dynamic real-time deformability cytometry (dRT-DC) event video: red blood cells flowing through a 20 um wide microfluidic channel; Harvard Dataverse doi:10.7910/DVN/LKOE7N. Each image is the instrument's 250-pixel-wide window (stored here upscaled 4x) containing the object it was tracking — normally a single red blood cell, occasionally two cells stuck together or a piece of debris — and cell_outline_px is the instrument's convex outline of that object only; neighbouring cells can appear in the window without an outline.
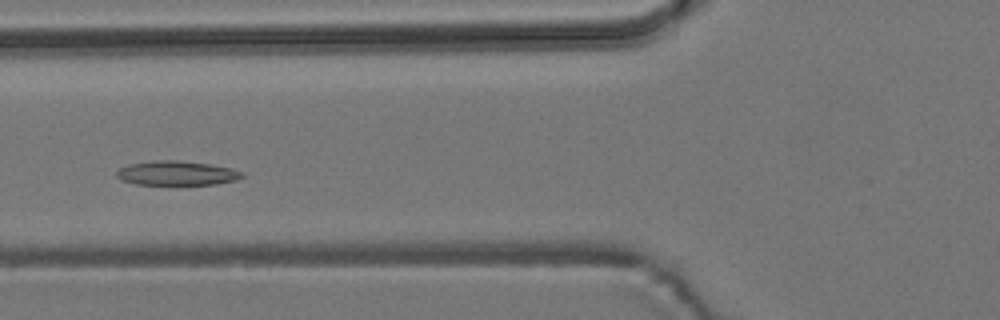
{"species": "common noctule bat (a hibernating species)", "species_latin": "Nyctalus noctula", "temperature_condition": "room temperature", "stored_images_in_passage": 13, "camera_frame_rate_fps": 3000, "um_per_image_px": 0.085, "animal": {"sex": "male", "body_mass_g": 19.2, "forearm_length_mm": 51.8}, "frame": {"image": 1, "passage_image": 4, "time_ms": 5.333, "image_size_px": [1000, 320], "cell_outline_px": [[244, 176], [236, 180], [216, 184], [136, 184], [120, 180], [116, 176], [116, 172], [120, 168], [128, 164], [156, 160], [176, 160], [208, 164], [232, 168], [244, 172]], "centroid_in_image_um": [15.02, 14.71], "position_along_channel_um": 110.8, "area_um2": 17.74}}
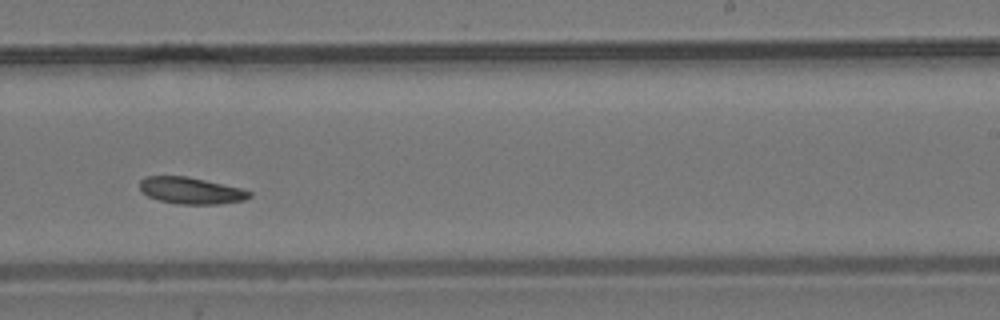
{"frame": {"image": 2, "passage_image": 8, "time_ms": 9.667, "image_size_px": [1000, 320], "cell_outline_px": [[252, 196], [244, 200], [220, 204], [176, 204], [156, 200], [148, 196], [140, 188], [140, 180], [148, 176], [184, 176], [204, 180], [240, 188], [252, 192]], "centroid_in_image_um": [16.23, 16.21], "position_along_channel_um": 272.8, "area_um2": 16.94}}
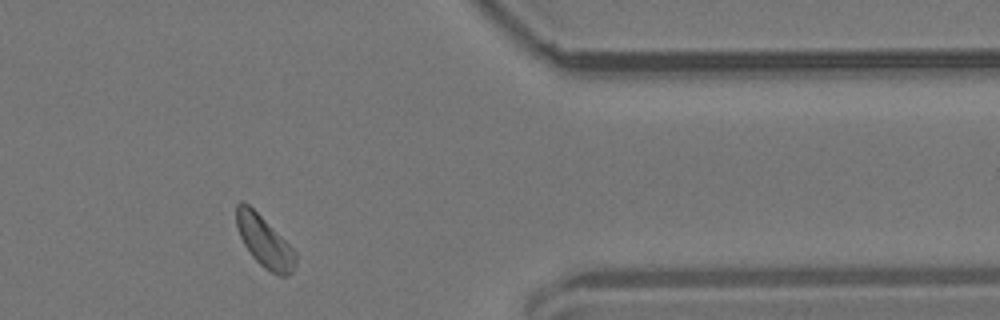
{"frame": {"image": 3, "passage_image": 11, "time_ms": 13.333, "image_size_px": [1000, 320], "cell_outline_px": [[296, 264], [292, 272], [288, 276], [280, 276], [264, 268], [252, 256], [244, 244], [240, 236], [236, 224], [236, 204], [240, 200], [244, 200], [296, 252]], "centroid_in_image_um": [22.46, 20.54], "position_along_channel_um": 388.9, "area_um2": 17.28}, "authors_computed_cell_mechanics": {"area_um2": 17.2822, "velocity_mm_per_s": 3.7555, "shape_relaxation_time_tau1_ms": 2.4733, "shape_relaxation_time_tau2_ms": null, "deformation_change_tau1": 0.0654, "deformation_change_tau2": null}}